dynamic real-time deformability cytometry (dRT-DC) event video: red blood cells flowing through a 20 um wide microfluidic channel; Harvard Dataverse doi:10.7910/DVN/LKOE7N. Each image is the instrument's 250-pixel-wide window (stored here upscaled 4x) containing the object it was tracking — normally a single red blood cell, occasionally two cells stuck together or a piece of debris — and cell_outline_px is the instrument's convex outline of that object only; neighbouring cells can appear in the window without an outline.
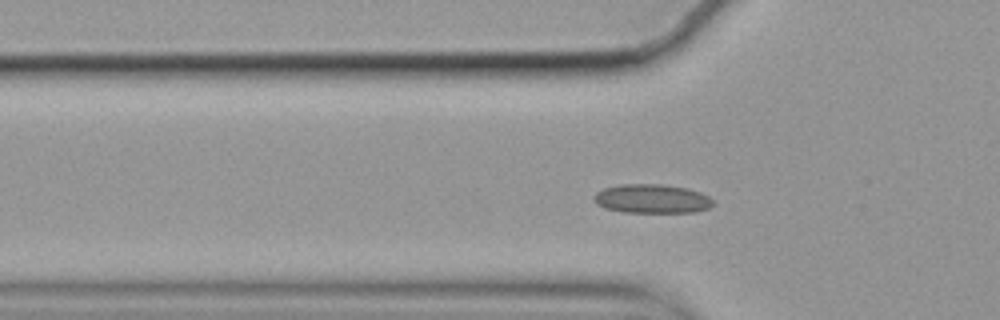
{"species": "common noctule bat (a hibernating species)", "species_latin": "Nyctalus noctula", "temperature_condition": "cold", "stored_images_in_passage": 48, "camera_frame_rate_fps": 3000, "um_per_image_px": 0.085, "animal": {"sex": "female", "body_mass_g": 19.9}, "frame": {"image": 1, "passage_image": 8, "time_ms": 2.333, "image_size_px": [1000, 320], "cell_outline_px": [[716, 204], [708, 208], [696, 212], [624, 212], [604, 208], [596, 204], [592, 200], [592, 196], [596, 192], [604, 188], [620, 184], [660, 184], [688, 188], [700, 192], [708, 196]], "centroid_in_image_um": [55.39, 16.89], "position_along_channel_um": 70.4, "area_um2": 20.35}}
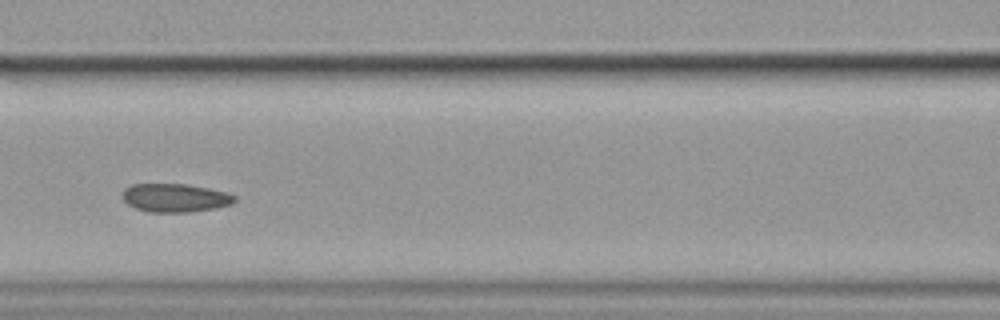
{"frame": {"image": 2, "passage_image": 15, "time_ms": 4.667, "image_size_px": [1000, 320], "cell_outline_px": [[236, 200], [232, 204], [216, 208], [188, 212], [148, 212], [136, 208], [128, 204], [124, 200], [124, 188], [132, 184], [184, 184], [208, 188], [228, 192], [236, 196]], "centroid_in_image_um": [14.92, 16.81], "position_along_channel_um": 151.7, "area_um2": 18.55}}
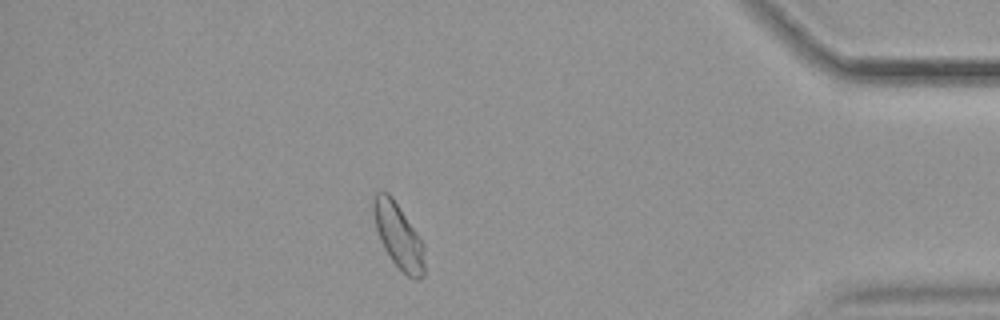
{"frame": {"image": 3, "passage_image": 40, "time_ms": 13.0, "image_size_px": [1000, 320], "cell_outline_px": [[424, 276], [420, 280], [412, 280], [392, 260], [384, 248], [380, 240], [376, 228], [372, 212], [372, 200], [376, 192], [388, 192], [392, 196], [420, 236], [424, 244]], "centroid_in_image_um": [33.88, 20.04], "position_along_channel_um": 401.3, "area_um2": 19.54}, "authors_computed_cell_mechanics": {"area_um2": 18.9873, "velocity_mm_per_s": 3.486, "shape_relaxation_time_tau1_ms": null, "shape_relaxation_time_tau2_ms": 1.6274, "deformation_change_tau1": null, "deformation_change_tau2": 0.0573}}